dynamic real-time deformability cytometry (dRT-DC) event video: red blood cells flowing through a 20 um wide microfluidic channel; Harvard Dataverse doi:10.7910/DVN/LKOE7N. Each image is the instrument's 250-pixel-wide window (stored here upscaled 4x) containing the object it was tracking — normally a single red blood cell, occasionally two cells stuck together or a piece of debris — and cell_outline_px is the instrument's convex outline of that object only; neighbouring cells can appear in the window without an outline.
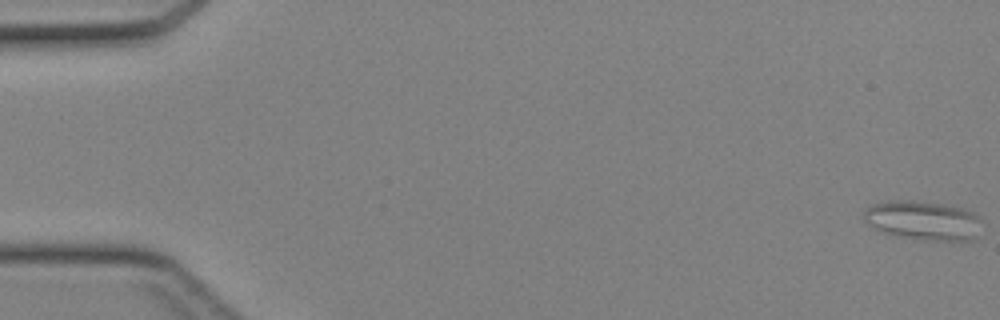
{"species": "Egyptian fruit bat (a non-hibernating species)", "species_latin": "Rousettus aegyptiacus", "temperature_condition": "cold", "stored_images_in_passage": 45, "camera_frame_rate_fps": 3000, "um_per_image_px": 0.085, "animal": {"sex": "female"}, "frame": {"image": 1, "passage_image": 1, "time_ms": 0.0, "image_size_px": [1000, 320], "cell_outline_px": [[980, 220], [976, 240], [932, 240], [900, 236], [884, 232], [868, 224], [864, 220], [864, 212], [872, 204], [888, 200], [920, 200], [944, 204], [960, 208], [972, 212], [980, 216]], "centroid_in_image_um": [78.47, 18.71], "position_along_channel_um": 6.5, "area_um2": 26.76}}
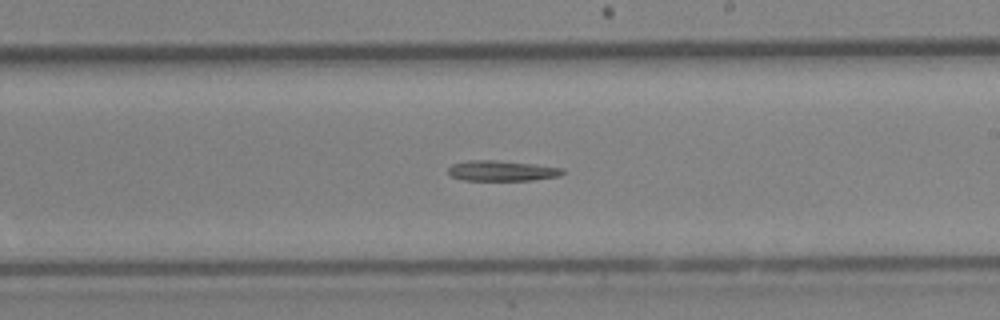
{"frame": {"image": 2, "passage_image": 27, "time_ms": 8.667, "image_size_px": [1000, 320], "cell_outline_px": [[564, 172], [560, 176], [532, 180], [464, 180], [452, 176], [448, 172], [448, 168], [452, 164], [468, 160], [496, 160], [532, 164], [564, 168]], "centroid_in_image_um": [42.66, 14.51], "position_along_channel_um": 246.3, "area_um2": 13.53}}
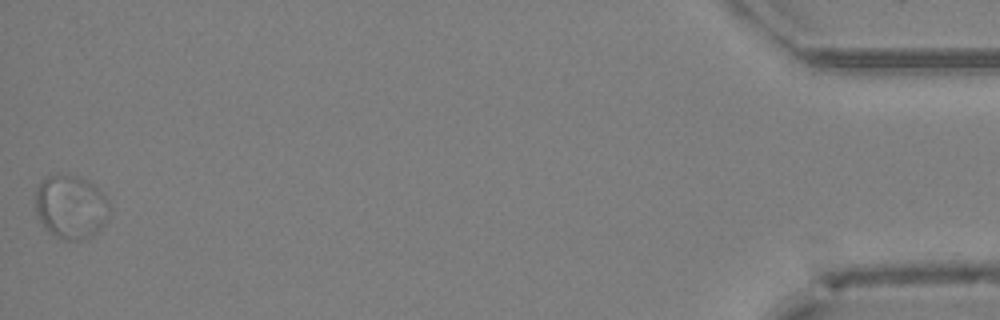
{"frame": {"image": 3, "passage_image": 45, "time_ms": 14.667, "image_size_px": [1000, 320], "cell_outline_px": [[108, 204], [104, 220], [100, 228], [92, 236], [80, 240], [64, 240], [56, 236], [44, 228], [36, 216], [36, 188], [48, 176], [76, 176], [92, 184], [104, 196]], "centroid_in_image_um": [5.96, 17.62], "position_along_channel_um": 429.2, "area_um2": 26.65}}